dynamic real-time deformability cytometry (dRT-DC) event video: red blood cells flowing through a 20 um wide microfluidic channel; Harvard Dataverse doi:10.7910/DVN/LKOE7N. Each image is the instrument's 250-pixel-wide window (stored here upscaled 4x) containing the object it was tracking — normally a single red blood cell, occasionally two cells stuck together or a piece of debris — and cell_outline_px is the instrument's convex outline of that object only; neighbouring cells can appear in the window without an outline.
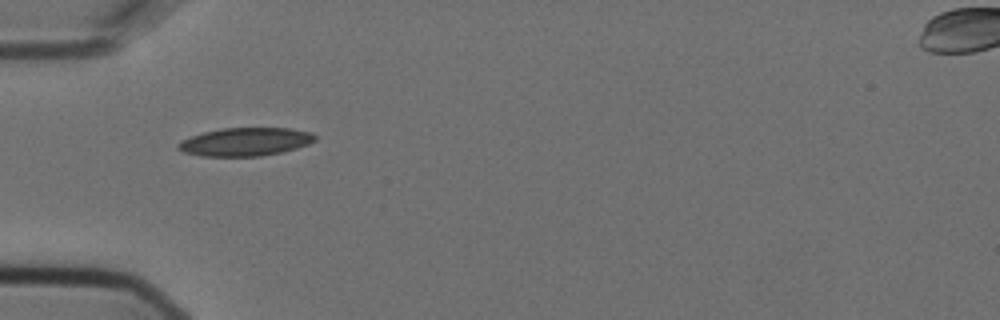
{"species": "Egyptian fruit bat (a non-hibernating species)", "species_latin": "Rousettus aegyptiacus", "temperature_condition": "cold", "stored_images_in_passage": 5, "camera_frame_rate_fps": 3000, "um_per_image_px": 0.085, "animal": {"sex": "female"}, "frame": {"image": 1, "passage_image": 5, "time_ms": 1.333, "image_size_px": [1000, 320], "cell_outline_px": [[316, 140], [308, 144], [296, 148], [280, 152], [260, 156], [200, 156], [184, 152], [176, 148], [176, 144], [180, 140], [204, 132], [224, 128], [288, 128], [312, 132], [316, 136]], "centroid_in_image_um": [20.83, 12.05], "position_along_channel_um": 64.2, "area_um2": 22.48}}